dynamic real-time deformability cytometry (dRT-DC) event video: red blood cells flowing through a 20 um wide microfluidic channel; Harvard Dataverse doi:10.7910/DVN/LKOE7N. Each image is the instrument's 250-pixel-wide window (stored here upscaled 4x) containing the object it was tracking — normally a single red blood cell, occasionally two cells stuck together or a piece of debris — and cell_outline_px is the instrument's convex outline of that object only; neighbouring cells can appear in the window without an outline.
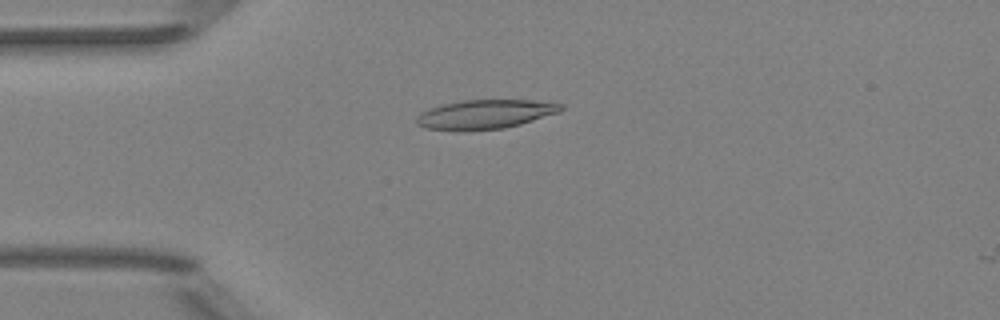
{"species": "Egyptian fruit bat (a non-hibernating species)", "species_latin": "Rousettus aegyptiacus", "temperature_condition": "room temperature", "stored_images_in_passage": 7, "camera_frame_rate_fps": 3000, "um_per_image_px": 0.085, "animal": {"sex": "female"}, "frame": {"image": 1, "passage_image": 4, "time_ms": 3.333, "image_size_px": [1000, 320], "cell_outline_px": [[564, 108], [560, 112], [520, 124], [504, 128], [464, 132], [424, 128], [416, 124], [416, 116], [420, 112], [444, 104], [464, 100], [532, 100], [564, 104]], "centroid_in_image_um": [41.22, 9.73], "position_along_channel_um": 43.8, "area_um2": 24.8}}
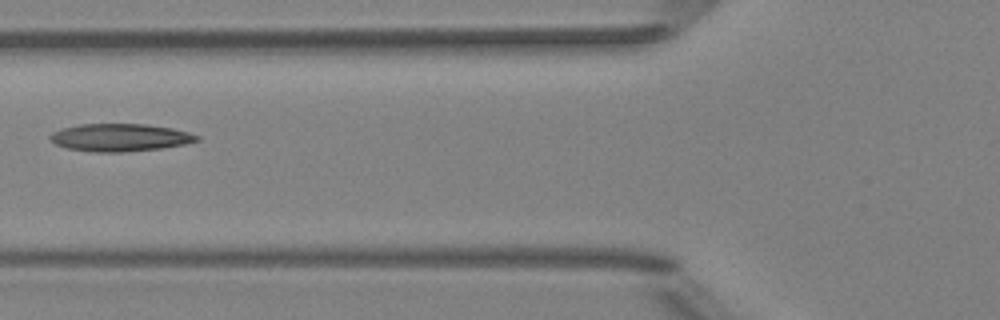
{"frame": {"image": 2, "passage_image": 6, "time_ms": 5.667, "image_size_px": [1000, 320], "cell_outline_px": [[200, 140], [184, 144], [164, 148], [124, 152], [92, 152], [68, 148], [56, 144], [48, 136], [52, 132], [64, 128], [80, 124], [144, 124], [172, 128], [188, 132], [200, 136]], "centroid_in_image_um": [10.23, 11.69], "position_along_channel_um": 115.6, "area_um2": 23.58}}
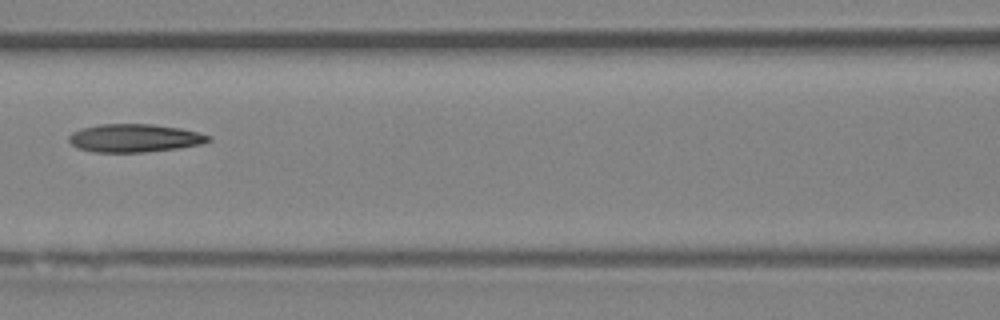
{"frame": {"image": 3, "passage_image": 7, "time_ms": 6.667, "image_size_px": [1000, 320], "cell_outline_px": [[212, 140], [200, 144], [180, 148], [144, 152], [92, 152], [80, 148], [72, 144], [68, 140], [68, 136], [72, 132], [80, 128], [100, 124], [152, 124], [180, 128], [212, 136]], "centroid_in_image_um": [11.43, 11.73], "position_along_channel_um": 155.2, "area_um2": 22.89}}